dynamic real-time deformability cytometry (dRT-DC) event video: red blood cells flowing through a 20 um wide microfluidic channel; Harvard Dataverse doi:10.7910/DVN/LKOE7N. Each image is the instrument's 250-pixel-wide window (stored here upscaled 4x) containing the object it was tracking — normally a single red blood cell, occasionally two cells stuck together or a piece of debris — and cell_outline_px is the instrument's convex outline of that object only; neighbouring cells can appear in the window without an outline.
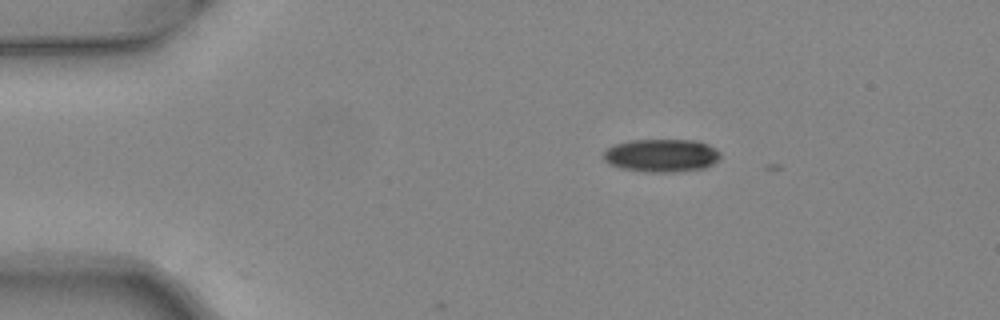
{"species": "common noctule bat (a hibernating species)", "species_latin": "Nyctalus noctula", "temperature_condition": "warm", "stored_images_in_passage": 4, "camera_frame_rate_fps": 3000, "um_per_image_px": 0.085, "animal": {"sex": "female", "body_mass_g": 24.6, "forearm_length_mm": 56.2}, "frame": {"image": 1, "passage_image": 1, "time_ms": 0.0, "image_size_px": [1000, 320], "cell_outline_px": [[720, 156], [712, 164], [704, 168], [676, 172], [648, 172], [620, 168], [604, 160], [604, 152], [608, 148], [616, 144], [632, 140], [696, 140], [708, 144], [716, 148], [720, 152]], "centroid_in_image_um": [56.25, 13.21], "position_along_channel_um": 28.7, "area_um2": 22.37}}